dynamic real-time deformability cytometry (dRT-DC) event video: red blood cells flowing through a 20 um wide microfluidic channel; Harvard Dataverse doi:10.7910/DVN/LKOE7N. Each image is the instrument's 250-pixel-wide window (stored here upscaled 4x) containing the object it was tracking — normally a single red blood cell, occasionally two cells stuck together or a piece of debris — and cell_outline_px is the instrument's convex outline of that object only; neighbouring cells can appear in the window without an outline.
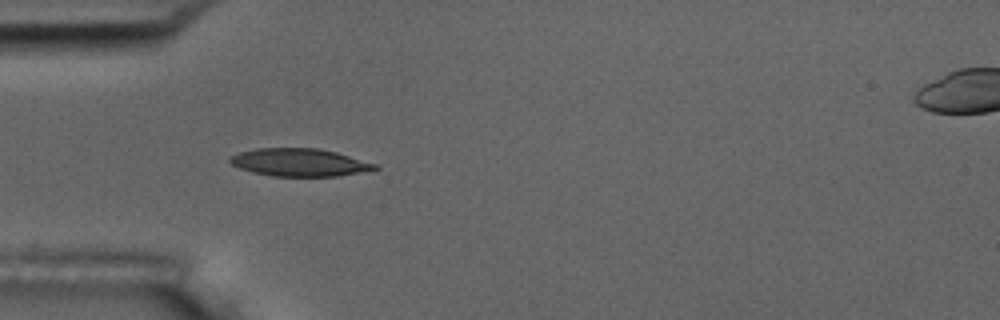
{"species": "common noctule bat (a hibernating species)", "species_latin": "Nyctalus noctula", "temperature_condition": "room temperature", "stored_images_in_passage": 5, "camera_frame_rate_fps": 3000, "um_per_image_px": 0.085, "animal": {"sex": "male", "body_mass_g": 17.5, "forearm_length_mm": 52.3}, "frame": {"image": 1, "passage_image": 5, "time_ms": 4.667, "image_size_px": [1000, 320], "cell_outline_px": [[380, 168], [336, 176], [272, 176], [252, 172], [240, 168], [232, 164], [228, 160], [228, 156], [240, 152], [256, 148], [316, 148], [336, 152], [376, 164]], "centroid_in_image_um": [25.39, 13.8], "position_along_channel_um": 59.6, "area_um2": 23.24}}